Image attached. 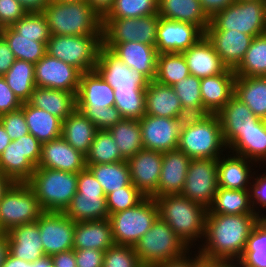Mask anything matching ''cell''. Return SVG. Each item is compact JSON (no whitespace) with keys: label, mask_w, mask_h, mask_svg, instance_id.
<instances>
[{"label":"cell","mask_w":266,"mask_h":267,"mask_svg":"<svg viewBox=\"0 0 266 267\" xmlns=\"http://www.w3.org/2000/svg\"><path fill=\"white\" fill-rule=\"evenodd\" d=\"M135 253L143 267L183 257L190 249L159 216L151 228L134 245Z\"/></svg>","instance_id":"52a82bcc"},{"label":"cell","mask_w":266,"mask_h":267,"mask_svg":"<svg viewBox=\"0 0 266 267\" xmlns=\"http://www.w3.org/2000/svg\"><path fill=\"white\" fill-rule=\"evenodd\" d=\"M217 116L226 146L237 136L242 135V131L258 127V123L262 120L235 96L217 113Z\"/></svg>","instance_id":"484cf974"},{"label":"cell","mask_w":266,"mask_h":267,"mask_svg":"<svg viewBox=\"0 0 266 267\" xmlns=\"http://www.w3.org/2000/svg\"><path fill=\"white\" fill-rule=\"evenodd\" d=\"M95 70L114 90H146L150 80L131 69L110 49L100 48Z\"/></svg>","instance_id":"2e32d148"},{"label":"cell","mask_w":266,"mask_h":267,"mask_svg":"<svg viewBox=\"0 0 266 267\" xmlns=\"http://www.w3.org/2000/svg\"><path fill=\"white\" fill-rule=\"evenodd\" d=\"M77 267H103L105 251L97 249H74Z\"/></svg>","instance_id":"680465c9"},{"label":"cell","mask_w":266,"mask_h":267,"mask_svg":"<svg viewBox=\"0 0 266 267\" xmlns=\"http://www.w3.org/2000/svg\"><path fill=\"white\" fill-rule=\"evenodd\" d=\"M96 126L78 109L62 123L61 137L73 148L86 155L97 132Z\"/></svg>","instance_id":"d590c367"},{"label":"cell","mask_w":266,"mask_h":267,"mask_svg":"<svg viewBox=\"0 0 266 267\" xmlns=\"http://www.w3.org/2000/svg\"><path fill=\"white\" fill-rule=\"evenodd\" d=\"M22 102L8 87L3 76H0V115L22 107Z\"/></svg>","instance_id":"91938a15"},{"label":"cell","mask_w":266,"mask_h":267,"mask_svg":"<svg viewBox=\"0 0 266 267\" xmlns=\"http://www.w3.org/2000/svg\"><path fill=\"white\" fill-rule=\"evenodd\" d=\"M163 153L141 149L126 161L132 184L146 197H157Z\"/></svg>","instance_id":"ffe728a7"},{"label":"cell","mask_w":266,"mask_h":267,"mask_svg":"<svg viewBox=\"0 0 266 267\" xmlns=\"http://www.w3.org/2000/svg\"><path fill=\"white\" fill-rule=\"evenodd\" d=\"M103 45L102 35H51L47 54L74 66L81 73L95 70Z\"/></svg>","instance_id":"ba28073f"},{"label":"cell","mask_w":266,"mask_h":267,"mask_svg":"<svg viewBox=\"0 0 266 267\" xmlns=\"http://www.w3.org/2000/svg\"><path fill=\"white\" fill-rule=\"evenodd\" d=\"M239 261L241 267H266V218L253 227Z\"/></svg>","instance_id":"c3c4849f"},{"label":"cell","mask_w":266,"mask_h":267,"mask_svg":"<svg viewBox=\"0 0 266 267\" xmlns=\"http://www.w3.org/2000/svg\"><path fill=\"white\" fill-rule=\"evenodd\" d=\"M204 35L212 43L222 63L233 70L244 59L246 51L254 39L251 35L233 30L205 31Z\"/></svg>","instance_id":"cb8c5ba5"},{"label":"cell","mask_w":266,"mask_h":267,"mask_svg":"<svg viewBox=\"0 0 266 267\" xmlns=\"http://www.w3.org/2000/svg\"><path fill=\"white\" fill-rule=\"evenodd\" d=\"M78 173L37 167L27 184L44 212H64L77 193Z\"/></svg>","instance_id":"8992f818"},{"label":"cell","mask_w":266,"mask_h":267,"mask_svg":"<svg viewBox=\"0 0 266 267\" xmlns=\"http://www.w3.org/2000/svg\"><path fill=\"white\" fill-rule=\"evenodd\" d=\"M202 9L211 18L217 12L222 11L227 6L235 2V0H199Z\"/></svg>","instance_id":"6125c7cd"},{"label":"cell","mask_w":266,"mask_h":267,"mask_svg":"<svg viewBox=\"0 0 266 267\" xmlns=\"http://www.w3.org/2000/svg\"><path fill=\"white\" fill-rule=\"evenodd\" d=\"M190 75L183 53H161L157 56L155 81L173 86Z\"/></svg>","instance_id":"ee69618b"},{"label":"cell","mask_w":266,"mask_h":267,"mask_svg":"<svg viewBox=\"0 0 266 267\" xmlns=\"http://www.w3.org/2000/svg\"><path fill=\"white\" fill-rule=\"evenodd\" d=\"M23 8L30 12H42L49 4L50 0H17Z\"/></svg>","instance_id":"e7e4bbea"},{"label":"cell","mask_w":266,"mask_h":267,"mask_svg":"<svg viewBox=\"0 0 266 267\" xmlns=\"http://www.w3.org/2000/svg\"><path fill=\"white\" fill-rule=\"evenodd\" d=\"M131 69L145 75L150 81L156 76L158 52L155 46L140 42L103 43Z\"/></svg>","instance_id":"603a6c76"},{"label":"cell","mask_w":266,"mask_h":267,"mask_svg":"<svg viewBox=\"0 0 266 267\" xmlns=\"http://www.w3.org/2000/svg\"><path fill=\"white\" fill-rule=\"evenodd\" d=\"M42 13L51 35H102V17L87 1H50Z\"/></svg>","instance_id":"5b68a950"},{"label":"cell","mask_w":266,"mask_h":267,"mask_svg":"<svg viewBox=\"0 0 266 267\" xmlns=\"http://www.w3.org/2000/svg\"><path fill=\"white\" fill-rule=\"evenodd\" d=\"M126 159L108 130H97L88 153L85 155L86 165L116 163Z\"/></svg>","instance_id":"f6af8a7d"},{"label":"cell","mask_w":266,"mask_h":267,"mask_svg":"<svg viewBox=\"0 0 266 267\" xmlns=\"http://www.w3.org/2000/svg\"><path fill=\"white\" fill-rule=\"evenodd\" d=\"M44 211L36 194L27 183H13L0 200V228H11L36 222Z\"/></svg>","instance_id":"4fadbf2b"},{"label":"cell","mask_w":266,"mask_h":267,"mask_svg":"<svg viewBox=\"0 0 266 267\" xmlns=\"http://www.w3.org/2000/svg\"><path fill=\"white\" fill-rule=\"evenodd\" d=\"M145 114L157 117L187 118L172 86L150 81L145 90Z\"/></svg>","instance_id":"f1b7e54d"},{"label":"cell","mask_w":266,"mask_h":267,"mask_svg":"<svg viewBox=\"0 0 266 267\" xmlns=\"http://www.w3.org/2000/svg\"><path fill=\"white\" fill-rule=\"evenodd\" d=\"M2 267H32V263L16 258L8 252Z\"/></svg>","instance_id":"89a4df30"},{"label":"cell","mask_w":266,"mask_h":267,"mask_svg":"<svg viewBox=\"0 0 266 267\" xmlns=\"http://www.w3.org/2000/svg\"><path fill=\"white\" fill-rule=\"evenodd\" d=\"M13 184V182L6 178L0 172V200L2 199L3 194L7 191V189Z\"/></svg>","instance_id":"34e18365"},{"label":"cell","mask_w":266,"mask_h":267,"mask_svg":"<svg viewBox=\"0 0 266 267\" xmlns=\"http://www.w3.org/2000/svg\"><path fill=\"white\" fill-rule=\"evenodd\" d=\"M51 263H52L51 257L45 256L33 262L32 267H45L49 266Z\"/></svg>","instance_id":"11e5206c"},{"label":"cell","mask_w":266,"mask_h":267,"mask_svg":"<svg viewBox=\"0 0 266 267\" xmlns=\"http://www.w3.org/2000/svg\"><path fill=\"white\" fill-rule=\"evenodd\" d=\"M114 95L122 118L139 120L145 115V90H114Z\"/></svg>","instance_id":"f907efd6"},{"label":"cell","mask_w":266,"mask_h":267,"mask_svg":"<svg viewBox=\"0 0 266 267\" xmlns=\"http://www.w3.org/2000/svg\"><path fill=\"white\" fill-rule=\"evenodd\" d=\"M2 37L18 60L37 63L46 53L47 42H38L36 38L22 37L10 26L2 28Z\"/></svg>","instance_id":"7bdbcfd3"},{"label":"cell","mask_w":266,"mask_h":267,"mask_svg":"<svg viewBox=\"0 0 266 267\" xmlns=\"http://www.w3.org/2000/svg\"><path fill=\"white\" fill-rule=\"evenodd\" d=\"M264 34L266 35V18H265V32H264Z\"/></svg>","instance_id":"67dfc351"},{"label":"cell","mask_w":266,"mask_h":267,"mask_svg":"<svg viewBox=\"0 0 266 267\" xmlns=\"http://www.w3.org/2000/svg\"><path fill=\"white\" fill-rule=\"evenodd\" d=\"M45 267H55V266L53 265V263H51L49 266H45Z\"/></svg>","instance_id":"deb4b68c"},{"label":"cell","mask_w":266,"mask_h":267,"mask_svg":"<svg viewBox=\"0 0 266 267\" xmlns=\"http://www.w3.org/2000/svg\"><path fill=\"white\" fill-rule=\"evenodd\" d=\"M12 140L6 133L3 125L0 123V155L3 153L4 149L10 144Z\"/></svg>","instance_id":"753ad0ef"},{"label":"cell","mask_w":266,"mask_h":267,"mask_svg":"<svg viewBox=\"0 0 266 267\" xmlns=\"http://www.w3.org/2000/svg\"><path fill=\"white\" fill-rule=\"evenodd\" d=\"M185 118L144 115L139 119L143 148L158 152L178 149L179 136Z\"/></svg>","instance_id":"ac0fdd59"},{"label":"cell","mask_w":266,"mask_h":267,"mask_svg":"<svg viewBox=\"0 0 266 267\" xmlns=\"http://www.w3.org/2000/svg\"><path fill=\"white\" fill-rule=\"evenodd\" d=\"M0 123L12 141L29 134V128L23 112V104L17 110L0 115Z\"/></svg>","instance_id":"11a10c76"},{"label":"cell","mask_w":266,"mask_h":267,"mask_svg":"<svg viewBox=\"0 0 266 267\" xmlns=\"http://www.w3.org/2000/svg\"><path fill=\"white\" fill-rule=\"evenodd\" d=\"M103 267H143L135 253L134 246L117 245L109 247L103 258Z\"/></svg>","instance_id":"db71d44e"},{"label":"cell","mask_w":266,"mask_h":267,"mask_svg":"<svg viewBox=\"0 0 266 267\" xmlns=\"http://www.w3.org/2000/svg\"><path fill=\"white\" fill-rule=\"evenodd\" d=\"M7 234L12 256L30 263L45 257L37 222L15 226Z\"/></svg>","instance_id":"d4e9b609"},{"label":"cell","mask_w":266,"mask_h":267,"mask_svg":"<svg viewBox=\"0 0 266 267\" xmlns=\"http://www.w3.org/2000/svg\"><path fill=\"white\" fill-rule=\"evenodd\" d=\"M207 214H256L250 202L249 190L218 188Z\"/></svg>","instance_id":"ab89813d"},{"label":"cell","mask_w":266,"mask_h":267,"mask_svg":"<svg viewBox=\"0 0 266 267\" xmlns=\"http://www.w3.org/2000/svg\"><path fill=\"white\" fill-rule=\"evenodd\" d=\"M63 213L75 223L109 218L106 195L87 168L78 173L77 193Z\"/></svg>","instance_id":"8fae6325"},{"label":"cell","mask_w":266,"mask_h":267,"mask_svg":"<svg viewBox=\"0 0 266 267\" xmlns=\"http://www.w3.org/2000/svg\"><path fill=\"white\" fill-rule=\"evenodd\" d=\"M3 78L22 103L28 102L36 87L35 64L16 59Z\"/></svg>","instance_id":"60d3db41"},{"label":"cell","mask_w":266,"mask_h":267,"mask_svg":"<svg viewBox=\"0 0 266 267\" xmlns=\"http://www.w3.org/2000/svg\"><path fill=\"white\" fill-rule=\"evenodd\" d=\"M255 177L256 178L253 177L254 180L252 179L251 185L249 186L250 202L252 204L254 212L258 214L261 218H266V215H264L263 213L261 214V209H256L260 206L261 208H264V210L266 208V172L262 175H259V177ZM257 205L259 207H257Z\"/></svg>","instance_id":"9f6ffc18"},{"label":"cell","mask_w":266,"mask_h":267,"mask_svg":"<svg viewBox=\"0 0 266 267\" xmlns=\"http://www.w3.org/2000/svg\"><path fill=\"white\" fill-rule=\"evenodd\" d=\"M158 14V0H114L103 18H140Z\"/></svg>","instance_id":"681fc988"},{"label":"cell","mask_w":266,"mask_h":267,"mask_svg":"<svg viewBox=\"0 0 266 267\" xmlns=\"http://www.w3.org/2000/svg\"><path fill=\"white\" fill-rule=\"evenodd\" d=\"M228 153H233L259 164L266 161V120H261L258 127L242 131L228 146Z\"/></svg>","instance_id":"e575fe53"},{"label":"cell","mask_w":266,"mask_h":267,"mask_svg":"<svg viewBox=\"0 0 266 267\" xmlns=\"http://www.w3.org/2000/svg\"><path fill=\"white\" fill-rule=\"evenodd\" d=\"M265 1V0H235V2Z\"/></svg>","instance_id":"b9fcfbb0"},{"label":"cell","mask_w":266,"mask_h":267,"mask_svg":"<svg viewBox=\"0 0 266 267\" xmlns=\"http://www.w3.org/2000/svg\"><path fill=\"white\" fill-rule=\"evenodd\" d=\"M191 158L181 150L163 153L157 197L167 194H181Z\"/></svg>","instance_id":"83f0119b"},{"label":"cell","mask_w":266,"mask_h":267,"mask_svg":"<svg viewBox=\"0 0 266 267\" xmlns=\"http://www.w3.org/2000/svg\"><path fill=\"white\" fill-rule=\"evenodd\" d=\"M154 199L158 206L159 217L172 228L189 249L191 246L193 248L196 246V241L202 242L208 209L181 194H167Z\"/></svg>","instance_id":"3957f363"},{"label":"cell","mask_w":266,"mask_h":267,"mask_svg":"<svg viewBox=\"0 0 266 267\" xmlns=\"http://www.w3.org/2000/svg\"><path fill=\"white\" fill-rule=\"evenodd\" d=\"M8 254V234L4 233L0 236V267H2L5 262L6 256Z\"/></svg>","instance_id":"8c879c8a"},{"label":"cell","mask_w":266,"mask_h":267,"mask_svg":"<svg viewBox=\"0 0 266 267\" xmlns=\"http://www.w3.org/2000/svg\"><path fill=\"white\" fill-rule=\"evenodd\" d=\"M193 256H190V267H212V258L203 256L198 252Z\"/></svg>","instance_id":"a7ac6f4b"},{"label":"cell","mask_w":266,"mask_h":267,"mask_svg":"<svg viewBox=\"0 0 266 267\" xmlns=\"http://www.w3.org/2000/svg\"><path fill=\"white\" fill-rule=\"evenodd\" d=\"M87 2L103 18L112 8L114 0H87Z\"/></svg>","instance_id":"03108f58"},{"label":"cell","mask_w":266,"mask_h":267,"mask_svg":"<svg viewBox=\"0 0 266 267\" xmlns=\"http://www.w3.org/2000/svg\"><path fill=\"white\" fill-rule=\"evenodd\" d=\"M22 37L36 38L38 42H48L51 37L49 26L42 12H30L10 26Z\"/></svg>","instance_id":"816d5d0a"},{"label":"cell","mask_w":266,"mask_h":267,"mask_svg":"<svg viewBox=\"0 0 266 267\" xmlns=\"http://www.w3.org/2000/svg\"><path fill=\"white\" fill-rule=\"evenodd\" d=\"M153 197H145L135 207L111 214L112 236L117 245L134 246L158 218Z\"/></svg>","instance_id":"30bf717a"},{"label":"cell","mask_w":266,"mask_h":267,"mask_svg":"<svg viewBox=\"0 0 266 267\" xmlns=\"http://www.w3.org/2000/svg\"><path fill=\"white\" fill-rule=\"evenodd\" d=\"M190 75L206 78L223 73L227 67L215 52L212 43L202 36L192 47L182 52Z\"/></svg>","instance_id":"f546056e"},{"label":"cell","mask_w":266,"mask_h":267,"mask_svg":"<svg viewBox=\"0 0 266 267\" xmlns=\"http://www.w3.org/2000/svg\"><path fill=\"white\" fill-rule=\"evenodd\" d=\"M158 15L163 19L193 24L203 33L210 24L199 0H158Z\"/></svg>","instance_id":"1f68e13d"},{"label":"cell","mask_w":266,"mask_h":267,"mask_svg":"<svg viewBox=\"0 0 266 267\" xmlns=\"http://www.w3.org/2000/svg\"><path fill=\"white\" fill-rule=\"evenodd\" d=\"M236 75L227 68L223 73L201 79L203 108L208 114H217L234 96Z\"/></svg>","instance_id":"4316f807"},{"label":"cell","mask_w":266,"mask_h":267,"mask_svg":"<svg viewBox=\"0 0 266 267\" xmlns=\"http://www.w3.org/2000/svg\"><path fill=\"white\" fill-rule=\"evenodd\" d=\"M23 112L29 133L41 144L61 137L63 121L43 109L23 103Z\"/></svg>","instance_id":"74e56055"},{"label":"cell","mask_w":266,"mask_h":267,"mask_svg":"<svg viewBox=\"0 0 266 267\" xmlns=\"http://www.w3.org/2000/svg\"><path fill=\"white\" fill-rule=\"evenodd\" d=\"M16 58L9 47V44L1 36L0 37V76H3L13 65Z\"/></svg>","instance_id":"94428289"},{"label":"cell","mask_w":266,"mask_h":267,"mask_svg":"<svg viewBox=\"0 0 266 267\" xmlns=\"http://www.w3.org/2000/svg\"><path fill=\"white\" fill-rule=\"evenodd\" d=\"M218 188L217 159H191L181 195L209 209Z\"/></svg>","instance_id":"9a60e30c"},{"label":"cell","mask_w":266,"mask_h":267,"mask_svg":"<svg viewBox=\"0 0 266 267\" xmlns=\"http://www.w3.org/2000/svg\"><path fill=\"white\" fill-rule=\"evenodd\" d=\"M114 244L109 218L75 223L73 249L106 251Z\"/></svg>","instance_id":"d6a6232c"},{"label":"cell","mask_w":266,"mask_h":267,"mask_svg":"<svg viewBox=\"0 0 266 267\" xmlns=\"http://www.w3.org/2000/svg\"><path fill=\"white\" fill-rule=\"evenodd\" d=\"M51 259L55 267H77L74 249L54 254Z\"/></svg>","instance_id":"be15d7a7"},{"label":"cell","mask_w":266,"mask_h":267,"mask_svg":"<svg viewBox=\"0 0 266 267\" xmlns=\"http://www.w3.org/2000/svg\"><path fill=\"white\" fill-rule=\"evenodd\" d=\"M212 267H241L238 259H213Z\"/></svg>","instance_id":"2644e50d"},{"label":"cell","mask_w":266,"mask_h":267,"mask_svg":"<svg viewBox=\"0 0 266 267\" xmlns=\"http://www.w3.org/2000/svg\"><path fill=\"white\" fill-rule=\"evenodd\" d=\"M53 2H76V1H87V0H50Z\"/></svg>","instance_id":"2a66077c"},{"label":"cell","mask_w":266,"mask_h":267,"mask_svg":"<svg viewBox=\"0 0 266 267\" xmlns=\"http://www.w3.org/2000/svg\"><path fill=\"white\" fill-rule=\"evenodd\" d=\"M250 164L254 165L256 163L235 154L220 156L217 160L218 187L224 189L249 190V186L251 185L249 181L256 175L255 171H251L254 169H251L253 165Z\"/></svg>","instance_id":"4dcf8cb0"},{"label":"cell","mask_w":266,"mask_h":267,"mask_svg":"<svg viewBox=\"0 0 266 267\" xmlns=\"http://www.w3.org/2000/svg\"><path fill=\"white\" fill-rule=\"evenodd\" d=\"M146 196L134 185H127L121 190L113 191L106 195L109 216L116 212L135 207Z\"/></svg>","instance_id":"f5cc1de1"},{"label":"cell","mask_w":266,"mask_h":267,"mask_svg":"<svg viewBox=\"0 0 266 267\" xmlns=\"http://www.w3.org/2000/svg\"><path fill=\"white\" fill-rule=\"evenodd\" d=\"M192 252L196 253V251L191 250V252L186 253L181 258H178L176 260L163 262V263L157 264L153 267H190V255H192L191 254ZM189 253H190V255H189Z\"/></svg>","instance_id":"003e7915"},{"label":"cell","mask_w":266,"mask_h":267,"mask_svg":"<svg viewBox=\"0 0 266 267\" xmlns=\"http://www.w3.org/2000/svg\"><path fill=\"white\" fill-rule=\"evenodd\" d=\"M114 103V89L96 70L81 73L76 94V109L98 130H109L122 119Z\"/></svg>","instance_id":"7a4b0ae2"},{"label":"cell","mask_w":266,"mask_h":267,"mask_svg":"<svg viewBox=\"0 0 266 267\" xmlns=\"http://www.w3.org/2000/svg\"><path fill=\"white\" fill-rule=\"evenodd\" d=\"M260 218L258 214H207L204 243L200 244L197 252L213 259L239 260Z\"/></svg>","instance_id":"6da1fadb"},{"label":"cell","mask_w":266,"mask_h":267,"mask_svg":"<svg viewBox=\"0 0 266 267\" xmlns=\"http://www.w3.org/2000/svg\"><path fill=\"white\" fill-rule=\"evenodd\" d=\"M236 76L265 77L266 76V35L254 37L244 59L234 70Z\"/></svg>","instance_id":"bcb514c9"},{"label":"cell","mask_w":266,"mask_h":267,"mask_svg":"<svg viewBox=\"0 0 266 267\" xmlns=\"http://www.w3.org/2000/svg\"><path fill=\"white\" fill-rule=\"evenodd\" d=\"M108 131L126 160L143 149L141 127L137 119L122 118Z\"/></svg>","instance_id":"b9f144b4"},{"label":"cell","mask_w":266,"mask_h":267,"mask_svg":"<svg viewBox=\"0 0 266 267\" xmlns=\"http://www.w3.org/2000/svg\"><path fill=\"white\" fill-rule=\"evenodd\" d=\"M2 36V27L0 26V37Z\"/></svg>","instance_id":"979ff035"},{"label":"cell","mask_w":266,"mask_h":267,"mask_svg":"<svg viewBox=\"0 0 266 267\" xmlns=\"http://www.w3.org/2000/svg\"><path fill=\"white\" fill-rule=\"evenodd\" d=\"M200 83V78L189 75L172 86L180 100L183 111L188 116H205L208 114L203 108Z\"/></svg>","instance_id":"7dc6e473"},{"label":"cell","mask_w":266,"mask_h":267,"mask_svg":"<svg viewBox=\"0 0 266 267\" xmlns=\"http://www.w3.org/2000/svg\"><path fill=\"white\" fill-rule=\"evenodd\" d=\"M160 16L140 18H102L103 43L140 42L156 45Z\"/></svg>","instance_id":"5bb4252c"},{"label":"cell","mask_w":266,"mask_h":267,"mask_svg":"<svg viewBox=\"0 0 266 267\" xmlns=\"http://www.w3.org/2000/svg\"><path fill=\"white\" fill-rule=\"evenodd\" d=\"M178 149L191 159H219L227 146L217 114L188 116L179 136Z\"/></svg>","instance_id":"277c9868"},{"label":"cell","mask_w":266,"mask_h":267,"mask_svg":"<svg viewBox=\"0 0 266 267\" xmlns=\"http://www.w3.org/2000/svg\"><path fill=\"white\" fill-rule=\"evenodd\" d=\"M36 222L45 256L73 249L75 222L63 212H43Z\"/></svg>","instance_id":"e0dca14e"},{"label":"cell","mask_w":266,"mask_h":267,"mask_svg":"<svg viewBox=\"0 0 266 267\" xmlns=\"http://www.w3.org/2000/svg\"><path fill=\"white\" fill-rule=\"evenodd\" d=\"M38 167L79 173L86 168L85 155L59 137L42 144Z\"/></svg>","instance_id":"7402d4cb"},{"label":"cell","mask_w":266,"mask_h":267,"mask_svg":"<svg viewBox=\"0 0 266 267\" xmlns=\"http://www.w3.org/2000/svg\"><path fill=\"white\" fill-rule=\"evenodd\" d=\"M234 96L258 118L266 120V76H236Z\"/></svg>","instance_id":"8d00e7d4"},{"label":"cell","mask_w":266,"mask_h":267,"mask_svg":"<svg viewBox=\"0 0 266 267\" xmlns=\"http://www.w3.org/2000/svg\"><path fill=\"white\" fill-rule=\"evenodd\" d=\"M81 72L72 65L47 53L35 63L36 87L63 90L77 94Z\"/></svg>","instance_id":"d6986e66"},{"label":"cell","mask_w":266,"mask_h":267,"mask_svg":"<svg viewBox=\"0 0 266 267\" xmlns=\"http://www.w3.org/2000/svg\"><path fill=\"white\" fill-rule=\"evenodd\" d=\"M204 33L195 25L160 17L157 27L156 49L161 53H182L192 47Z\"/></svg>","instance_id":"44dd1931"},{"label":"cell","mask_w":266,"mask_h":267,"mask_svg":"<svg viewBox=\"0 0 266 267\" xmlns=\"http://www.w3.org/2000/svg\"><path fill=\"white\" fill-rule=\"evenodd\" d=\"M28 102L62 121L76 109L74 93L51 88L35 87Z\"/></svg>","instance_id":"836d02e7"},{"label":"cell","mask_w":266,"mask_h":267,"mask_svg":"<svg viewBox=\"0 0 266 267\" xmlns=\"http://www.w3.org/2000/svg\"><path fill=\"white\" fill-rule=\"evenodd\" d=\"M27 11L17 0H0V26H11L24 17Z\"/></svg>","instance_id":"6f0895ef"},{"label":"cell","mask_w":266,"mask_h":267,"mask_svg":"<svg viewBox=\"0 0 266 267\" xmlns=\"http://www.w3.org/2000/svg\"><path fill=\"white\" fill-rule=\"evenodd\" d=\"M42 144L30 133L13 140L0 155V172L13 183H27L38 167Z\"/></svg>","instance_id":"7c38bea8"},{"label":"cell","mask_w":266,"mask_h":267,"mask_svg":"<svg viewBox=\"0 0 266 267\" xmlns=\"http://www.w3.org/2000/svg\"><path fill=\"white\" fill-rule=\"evenodd\" d=\"M264 1L234 2L210 18L206 31H240L253 37L265 32Z\"/></svg>","instance_id":"9c48e42d"},{"label":"cell","mask_w":266,"mask_h":267,"mask_svg":"<svg viewBox=\"0 0 266 267\" xmlns=\"http://www.w3.org/2000/svg\"><path fill=\"white\" fill-rule=\"evenodd\" d=\"M86 168L101 184L105 195L121 190V188L127 185H133L126 160L116 163L86 165Z\"/></svg>","instance_id":"f35d334b"},{"label":"cell","mask_w":266,"mask_h":267,"mask_svg":"<svg viewBox=\"0 0 266 267\" xmlns=\"http://www.w3.org/2000/svg\"><path fill=\"white\" fill-rule=\"evenodd\" d=\"M5 232L0 228V236L3 235Z\"/></svg>","instance_id":"09005b40"}]
</instances>
